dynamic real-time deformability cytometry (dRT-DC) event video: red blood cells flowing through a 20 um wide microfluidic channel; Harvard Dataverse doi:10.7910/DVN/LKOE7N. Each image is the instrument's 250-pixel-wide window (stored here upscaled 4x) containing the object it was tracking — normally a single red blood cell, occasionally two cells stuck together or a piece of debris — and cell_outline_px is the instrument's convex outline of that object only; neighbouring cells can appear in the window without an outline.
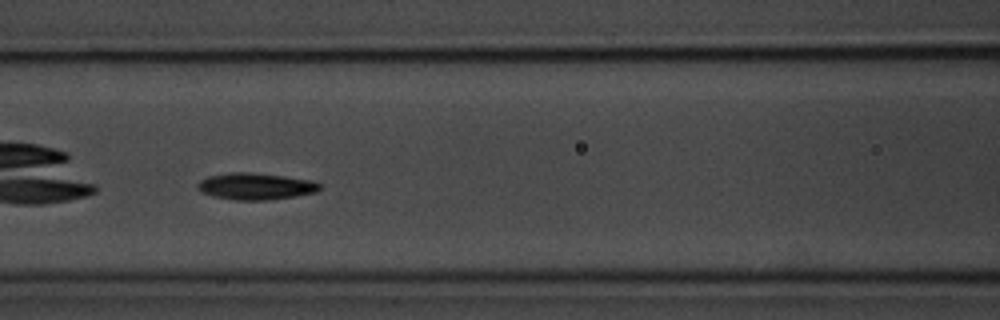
{"species": "common noctule bat (a hibernating species)", "species_latin": "Nyctalus noctula", "temperature_condition": "room temperature", "stored_images_in_passage": 11, "camera_frame_rate_fps": 3000, "um_per_image_px": 0.085, "animal": {"sex": "male", "body_mass_g": 20.1, "forearm_length_mm": 53.5}, "frame": {"image": 1, "passage_image": 7, "time_ms": 8.0, "image_size_px": [1000, 320], "cell_outline_px": [[320, 188], [316, 192], [296, 196], [268, 200], [232, 200], [212, 196], [200, 192], [196, 188], [196, 184], [200, 180], [208, 176], [232, 172], [248, 172], [284, 176], [312, 180], [320, 184]], "centroid_in_image_um": [21.68, 15.84], "position_along_channel_um": 144.9, "area_um2": 19.13}}
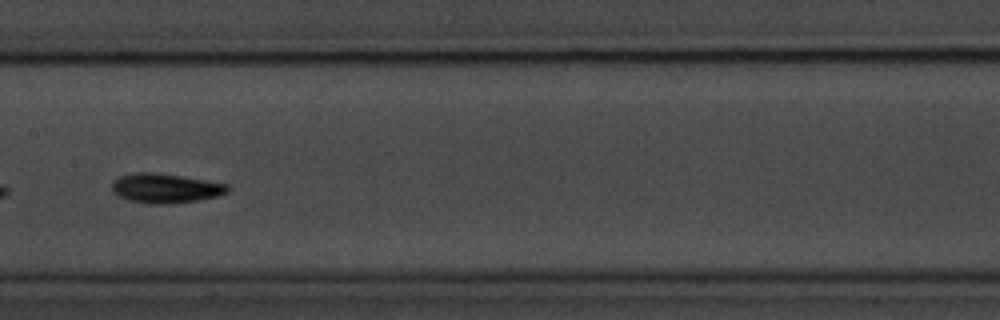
{"frame": {"image": 2, "passage_image": 8, "time_ms": 9.333, "image_size_px": [1000, 320], "cell_outline_px": [[228, 192], [216, 196], [196, 200], [168, 204], [148, 204], [128, 200], [112, 192], [112, 180], [120, 176], [136, 172], [156, 172], [228, 184]], "centroid_in_image_um": [14.0, 16.0], "position_along_channel_um": 193.4, "area_um2": 19.77}}